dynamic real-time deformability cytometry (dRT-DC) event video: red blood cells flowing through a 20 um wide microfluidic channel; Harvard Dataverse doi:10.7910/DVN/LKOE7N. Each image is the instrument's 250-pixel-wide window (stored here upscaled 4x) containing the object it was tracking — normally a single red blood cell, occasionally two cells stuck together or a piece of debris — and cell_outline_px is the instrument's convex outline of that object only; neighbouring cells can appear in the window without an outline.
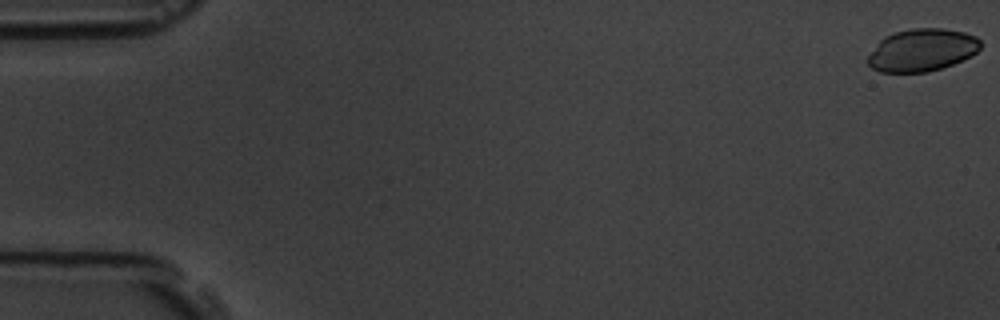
{"species": "common noctule bat (a hibernating species)", "species_latin": "Nyctalus noctula", "temperature_condition": "room temperature", "stored_images_in_passage": 6, "camera_frame_rate_fps": 3000, "um_per_image_px": 0.085, "animal": {"sex": "male", "body_mass_g": 19.5, "forearm_length_mm": 54.6}, "frame": {"image": 1, "passage_image": 1, "time_ms": 0.0, "image_size_px": [1000, 320], "cell_outline_px": [[980, 48], [972, 56], [952, 64], [928, 72], [880, 72], [872, 68], [868, 64], [868, 56], [880, 40], [884, 36], [896, 32], [912, 28], [944, 28], [964, 32], [976, 36], [980, 40]], "centroid_in_image_um": [78.38, 4.25], "position_along_channel_um": 6.6, "area_um2": 27.86}}
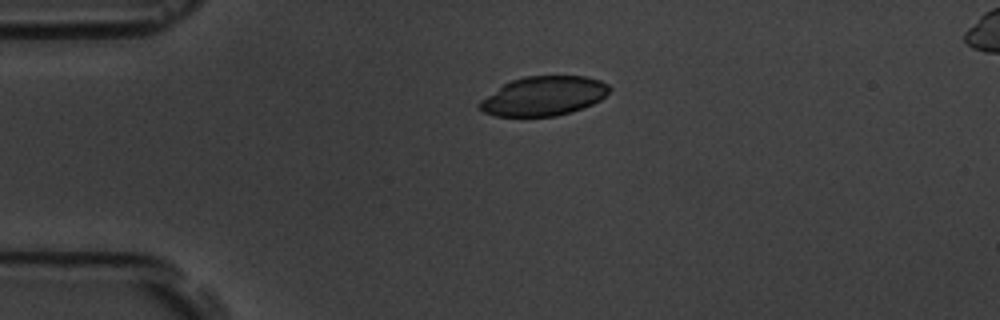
{"frame": {"image": 2, "passage_image": 4, "time_ms": 4.333, "image_size_px": [1000, 320], "cell_outline_px": [[612, 88], [600, 100], [592, 104], [556, 116], [496, 116], [484, 112], [480, 108], [480, 100], [504, 84], [512, 80], [524, 76], [584, 76], [600, 80], [608, 84]], "centroid_in_image_um": [46.22, 8.15], "position_along_channel_um": 38.8, "area_um2": 29.36}}